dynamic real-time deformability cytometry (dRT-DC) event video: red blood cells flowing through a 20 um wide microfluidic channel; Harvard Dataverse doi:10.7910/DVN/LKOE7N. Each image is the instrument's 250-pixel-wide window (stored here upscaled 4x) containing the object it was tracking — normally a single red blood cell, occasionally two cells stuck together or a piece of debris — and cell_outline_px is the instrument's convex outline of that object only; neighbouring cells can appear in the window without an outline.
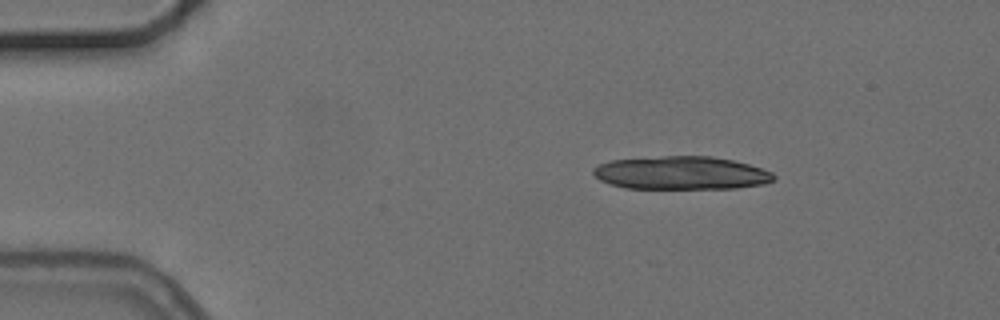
{"species": "common noctule bat (a hibernating species)", "species_latin": "Nyctalus noctula", "temperature_condition": "cold", "stored_images_in_passage": 4, "camera_frame_rate_fps": 3000, "um_per_image_px": 0.085, "animal": {"sex": "female", "body_mass_g": 24.6, "forearm_length_mm": 56.2}, "frame": {"image": 1, "passage_image": 1, "time_ms": 0.0, "image_size_px": [1000, 320], "cell_outline_px": [[776, 180], [764, 184], [736, 188], [624, 188], [600, 180], [592, 172], [592, 168], [596, 164], [612, 160], [664, 156], [712, 156], [732, 160], [748, 164], [772, 172], [776, 176]], "centroid_in_image_um": [57.91, 14.7], "position_along_channel_um": 27.1, "area_um2": 34.91}}
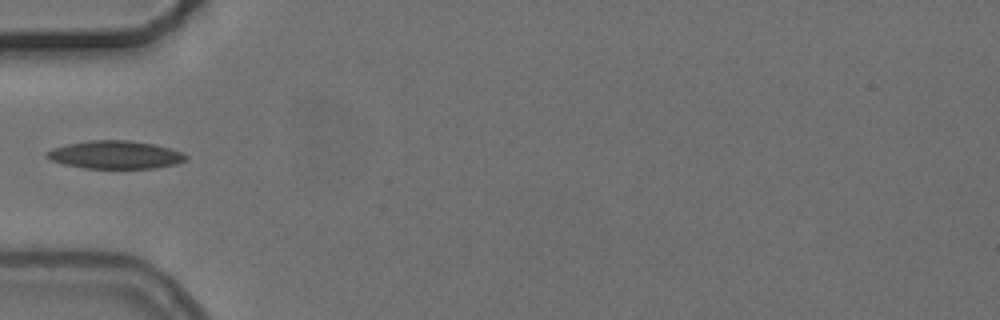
{"frame": {"image": 2, "passage_image": 4, "time_ms": 3.333, "image_size_px": [1000, 320], "cell_outline_px": [[188, 160], [176, 164], [152, 168], [84, 168], [64, 164], [52, 160], [44, 156], [44, 152], [52, 148], [68, 144], [88, 140], [128, 140], [152, 144], [168, 148], [180, 152], [188, 156]], "centroid_in_image_um": [9.76, 13.15], "position_along_channel_um": 75.2, "area_um2": 22.6}}